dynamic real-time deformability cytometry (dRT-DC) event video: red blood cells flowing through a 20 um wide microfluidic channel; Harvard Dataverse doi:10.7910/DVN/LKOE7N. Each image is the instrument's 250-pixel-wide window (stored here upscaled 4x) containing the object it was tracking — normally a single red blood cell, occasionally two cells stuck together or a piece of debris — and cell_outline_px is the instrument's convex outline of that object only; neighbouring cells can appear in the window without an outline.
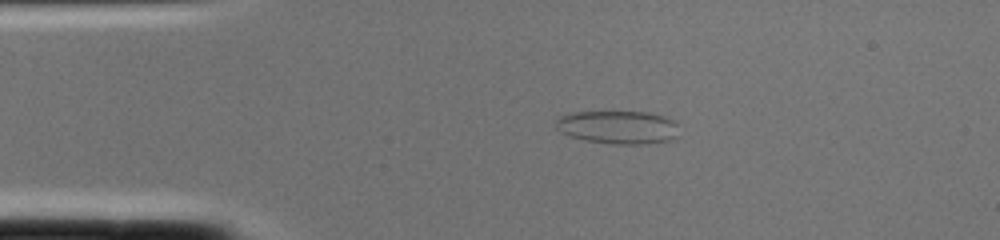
{"species": "common noctule bat (a hibernating species)", "species_latin": "Nyctalus noctula", "temperature_condition": "cold", "stored_images_in_passage": 1, "camera_frame_rate_fps": 3000, "um_per_image_px": 0.085, "animal": {"sex": "female", "body_mass_g": 22.0, "forearm_length_mm": 56.7}, "frame": {"image": 1, "passage_image": 1, "time_ms": 0.0, "image_size_px": [1000, 240], "cell_outline_px": [[680, 136], [668, 140], [644, 144], [612, 144], [584, 140], [568, 136], [560, 132], [556, 128], [556, 120], [560, 116], [572, 112], [648, 112], [664, 116], [672, 120], [676, 124]], "centroid_in_image_um": [52.52, 10.82], "position_along_channel_um": 32.5, "area_um2": 23.99}}